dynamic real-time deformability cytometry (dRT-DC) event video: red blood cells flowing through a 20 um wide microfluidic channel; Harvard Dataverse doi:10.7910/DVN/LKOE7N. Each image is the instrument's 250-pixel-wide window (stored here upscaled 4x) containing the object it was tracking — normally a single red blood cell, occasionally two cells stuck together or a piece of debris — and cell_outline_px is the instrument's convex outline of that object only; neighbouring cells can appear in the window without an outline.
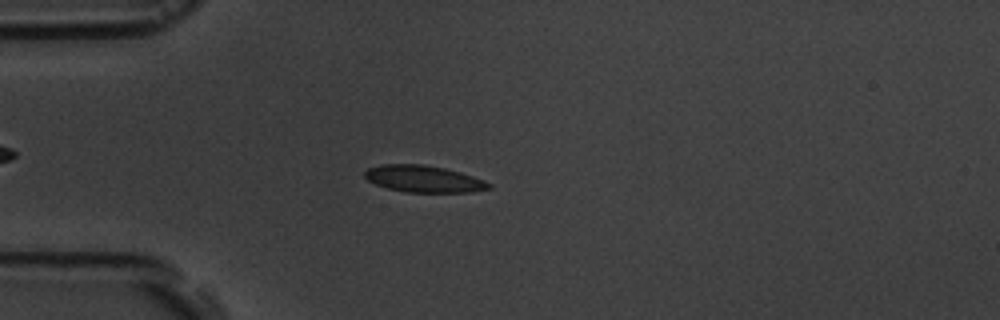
{"species": "common noctule bat (a hibernating species)", "species_latin": "Nyctalus noctula", "temperature_condition": "room temperature", "stored_images_in_passage": 4, "camera_frame_rate_fps": 3000, "um_per_image_px": 0.085, "animal": {"sex": "male", "body_mass_g": 19.5, "forearm_length_mm": 54.6}, "frame": {"image": 1, "passage_image": 4, "time_ms": 3.333, "image_size_px": [1000, 320], "cell_outline_px": [[492, 188], [472, 192], [404, 192], [388, 188], [376, 184], [368, 180], [364, 176], [364, 172], [368, 168], [380, 164], [424, 164], [444, 168], [460, 172], [484, 180], [492, 184]], "centroid_in_image_um": [36.02, 15.2], "position_along_channel_um": 49.0, "area_um2": 19.42}}